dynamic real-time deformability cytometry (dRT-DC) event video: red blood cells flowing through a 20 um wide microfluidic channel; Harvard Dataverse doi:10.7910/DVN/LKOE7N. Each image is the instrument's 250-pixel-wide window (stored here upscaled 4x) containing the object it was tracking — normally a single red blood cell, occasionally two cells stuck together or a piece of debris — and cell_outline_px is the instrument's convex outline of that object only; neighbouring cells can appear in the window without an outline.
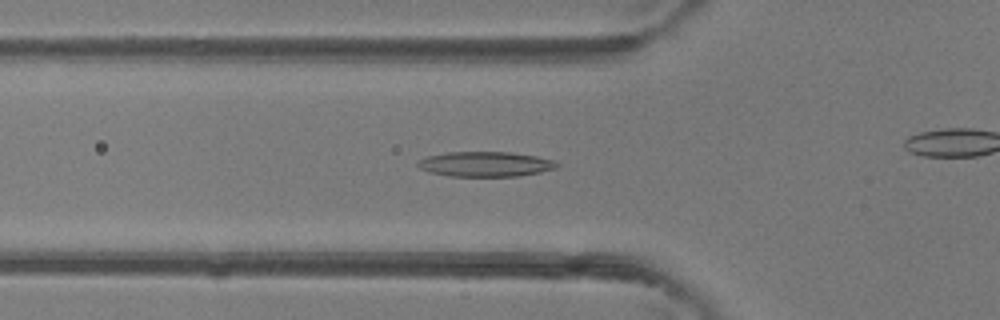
{"species": "common noctule bat (a hibernating species)", "species_latin": "Nyctalus noctula", "temperature_condition": "room temperature", "stored_images_in_passage": 38, "camera_frame_rate_fps": 3000, "um_per_image_px": 0.085, "animal": {"sex": "female"}, "frame": {"image": 1, "passage_image": 16, "time_ms": 5.0, "image_size_px": [1000, 320], "cell_outline_px": [[560, 164], [556, 168], [540, 172], [520, 176], [448, 176], [432, 172], [420, 168], [416, 164], [420, 160], [428, 156], [448, 152], [512, 152], [536, 156], [556, 160]], "centroid_in_image_um": [41.32, 13.95], "position_along_channel_um": 84.5, "area_um2": 20.23}}
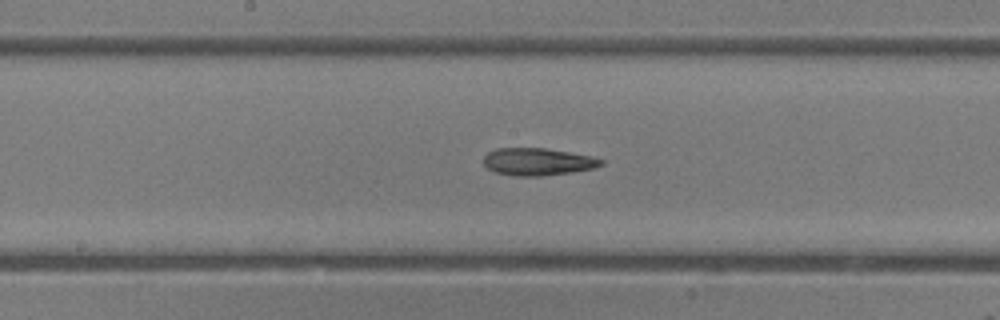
{"frame": {"image": 2, "passage_image": 24, "time_ms": 7.667, "image_size_px": [1000, 320], "cell_outline_px": [[604, 164], [596, 168], [572, 172], [540, 176], [516, 176], [496, 172], [488, 168], [484, 164], [484, 156], [488, 152], [496, 148], [544, 148], [592, 156], [604, 160]], "centroid_in_image_um": [45.73, 13.74], "position_along_channel_um": 202.5, "area_um2": 18.73}}
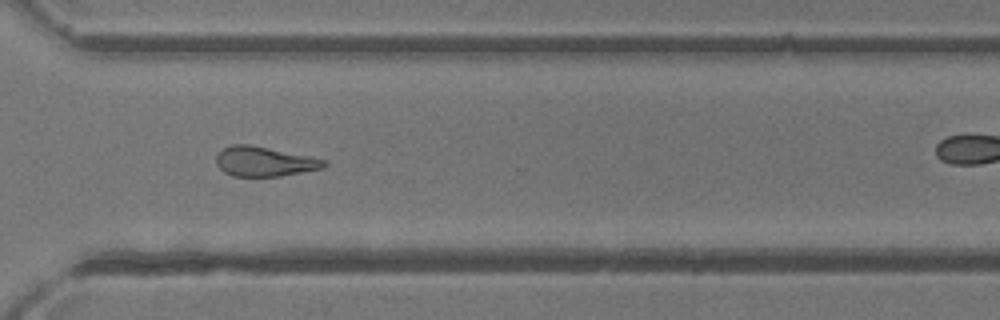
{"frame": {"image": 3, "passage_image": 34, "time_ms": 11.0, "image_size_px": [1000, 320], "cell_outline_px": [[328, 164], [324, 168], [280, 176], [232, 176], [224, 172], [216, 164], [216, 156], [224, 148], [232, 144], [248, 144], [328, 160]], "centroid_in_image_um": [22.48, 13.73], "position_along_channel_um": 348.1, "area_um2": 18.55}}